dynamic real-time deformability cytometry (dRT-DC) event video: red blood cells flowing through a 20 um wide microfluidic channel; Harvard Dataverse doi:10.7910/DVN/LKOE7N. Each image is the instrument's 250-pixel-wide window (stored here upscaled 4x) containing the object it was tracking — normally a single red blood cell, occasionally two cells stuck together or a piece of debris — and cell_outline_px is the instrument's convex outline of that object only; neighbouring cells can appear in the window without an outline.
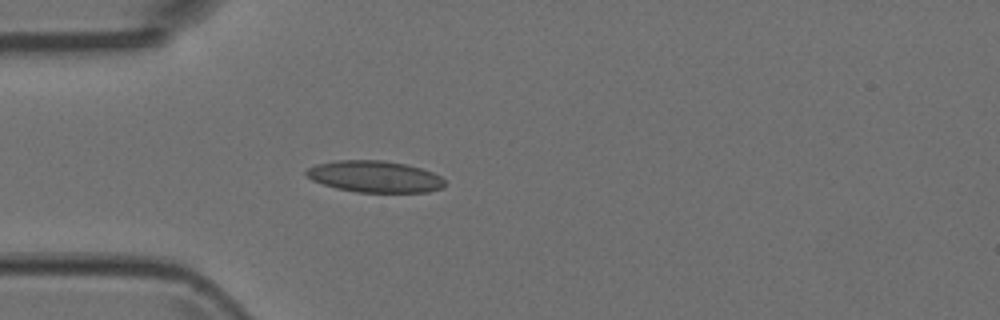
{"species": "Egyptian fruit bat (a non-hibernating species)", "species_latin": "Rousettus aegyptiacus", "temperature_condition": "room temperature", "stored_images_in_passage": 3, "camera_frame_rate_fps": 3000, "um_per_image_px": 0.085, "animal": {"sex": "female"}, "frame": {"image": 1, "passage_image": 3, "time_ms": 0.667, "image_size_px": [1000, 320], "cell_outline_px": [[444, 188], [428, 192], [356, 192], [336, 188], [312, 180], [304, 176], [304, 172], [308, 168], [316, 164], [336, 160], [384, 160], [404, 164], [420, 168], [432, 172], [440, 176], [444, 180]], "centroid_in_image_um": [31.83, 15.01], "position_along_channel_um": 53.2, "area_um2": 25.55}}